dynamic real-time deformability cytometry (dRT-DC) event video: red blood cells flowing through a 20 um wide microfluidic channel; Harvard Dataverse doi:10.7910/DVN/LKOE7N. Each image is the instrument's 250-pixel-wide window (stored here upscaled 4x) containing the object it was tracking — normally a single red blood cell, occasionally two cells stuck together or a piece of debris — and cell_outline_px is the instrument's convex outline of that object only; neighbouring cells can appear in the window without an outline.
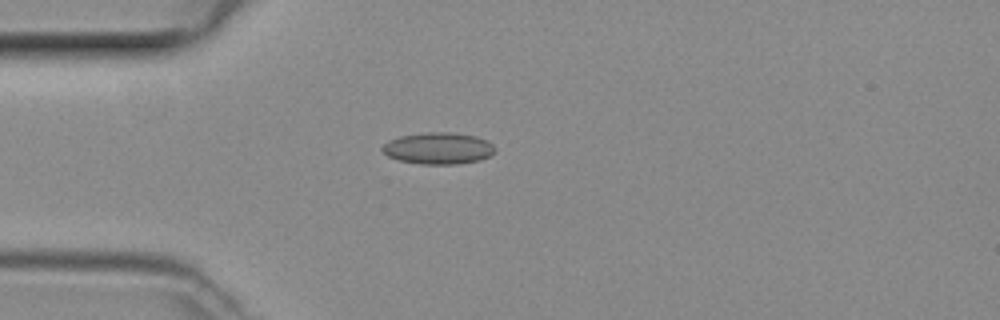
{"species": "common noctule bat (a hibernating species)", "species_latin": "Nyctalus noctula", "temperature_condition": "room temperature", "stored_images_in_passage": 18, "camera_frame_rate_fps": 3000, "um_per_image_px": 0.085, "animal": {"sex": "female", "body_mass_g": 29.2, "forearm_length_mm": 56.3}, "frame": {"image": 1, "passage_image": 1, "time_ms": 0.0, "image_size_px": [1000, 320], "cell_outline_px": [[496, 152], [480, 160], [456, 164], [420, 164], [400, 160], [388, 156], [380, 148], [388, 140], [400, 136], [428, 132], [448, 132], [476, 136], [488, 140], [496, 148]], "centroid_in_image_um": [37.27, 12.6], "position_along_channel_um": 47.7, "area_um2": 20.81}}
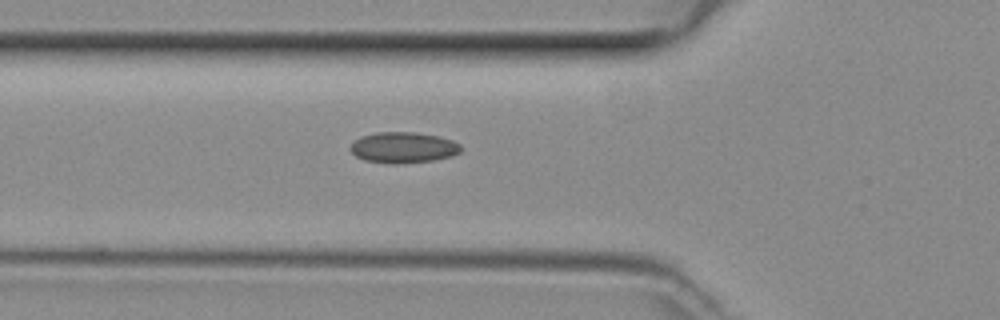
{"frame": {"image": 2, "passage_image": 5, "time_ms": 1.333, "image_size_px": [1000, 320], "cell_outline_px": [[460, 152], [452, 156], [432, 160], [396, 164], [392, 164], [364, 160], [356, 156], [348, 148], [360, 136], [376, 132], [416, 132], [440, 136], [452, 140], [460, 144]], "centroid_in_image_um": [34.27, 12.53], "position_along_channel_um": 91.5, "area_um2": 19.94}}
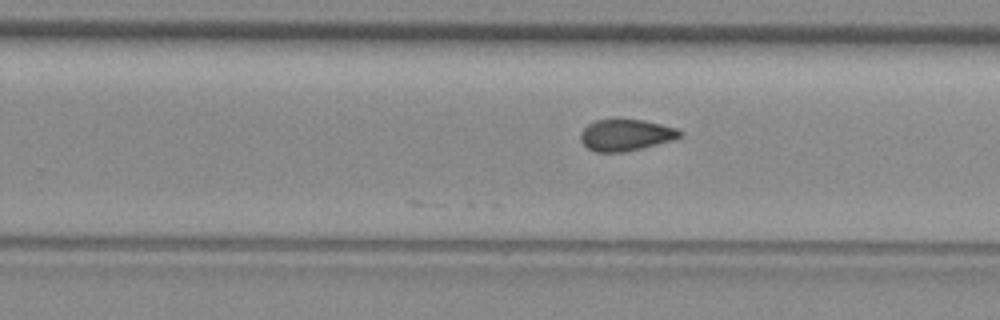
{"frame": {"image": 3, "passage_image": 18, "time_ms": 5.667, "image_size_px": [1000, 320], "cell_outline_px": [[684, 132], [680, 136], [672, 140], [624, 152], [596, 152], [588, 148], [580, 140], [580, 132], [588, 124], [596, 120], [616, 116], [644, 120], [676, 128]], "centroid_in_image_um": [53.15, 11.43], "position_along_channel_um": 276.6, "area_um2": 18.67}}